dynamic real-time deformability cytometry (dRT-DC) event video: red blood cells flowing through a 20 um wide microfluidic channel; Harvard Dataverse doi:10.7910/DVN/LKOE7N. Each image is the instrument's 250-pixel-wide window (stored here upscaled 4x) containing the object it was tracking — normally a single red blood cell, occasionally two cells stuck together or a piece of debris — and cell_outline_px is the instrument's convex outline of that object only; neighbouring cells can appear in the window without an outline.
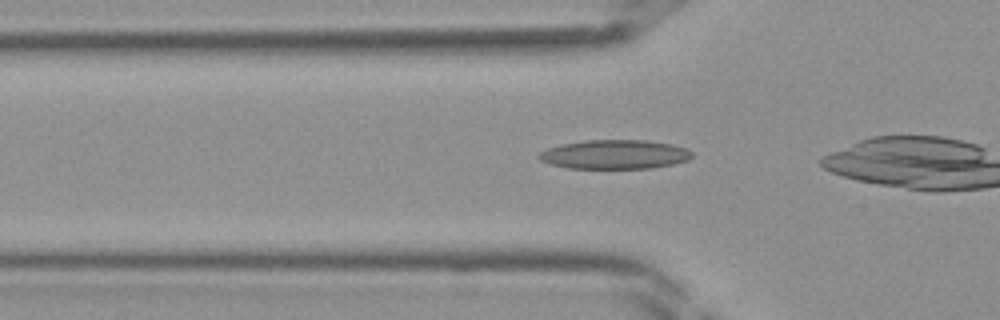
{"species": "Egyptian fruit bat (a non-hibernating species)", "species_latin": "Rousettus aegyptiacus", "temperature_condition": "room temperature", "stored_images_in_passage": 31, "camera_frame_rate_fps": 3000, "um_per_image_px": 0.085, "frame": {"image": 1, "passage_image": 11, "time_ms": 3.333, "image_size_px": [1000, 320], "cell_outline_px": [[692, 156], [688, 160], [672, 164], [652, 168], [568, 168], [552, 164], [540, 160], [536, 156], [540, 152], [548, 148], [560, 144], [588, 140], [644, 140], [672, 144], [688, 148], [692, 152]], "centroid_in_image_um": [52.26, 13.12], "position_along_channel_um": 73.5, "area_um2": 25.95}}
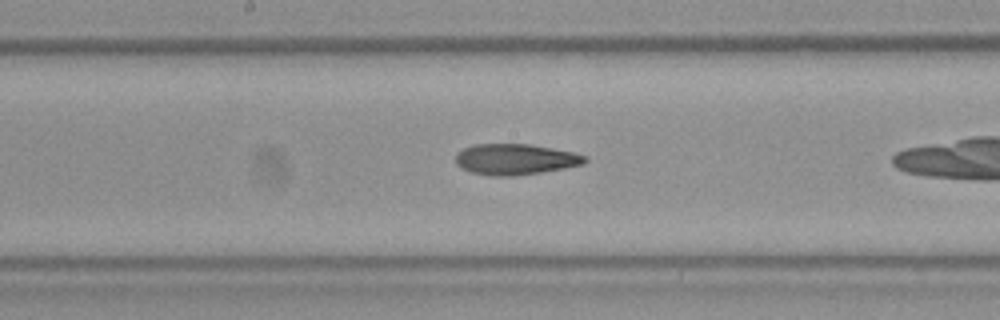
{"frame": {"image": 2, "passage_image": 19, "time_ms": 6.0, "image_size_px": [1000, 320], "cell_outline_px": [[588, 160], [584, 164], [564, 168], [540, 172], [512, 176], [492, 176], [472, 172], [456, 164], [456, 152], [472, 144], [528, 144], [552, 148], [572, 152], [588, 156]], "centroid_in_image_um": [43.81, 13.53], "position_along_channel_um": 204.4, "area_um2": 23.18}}
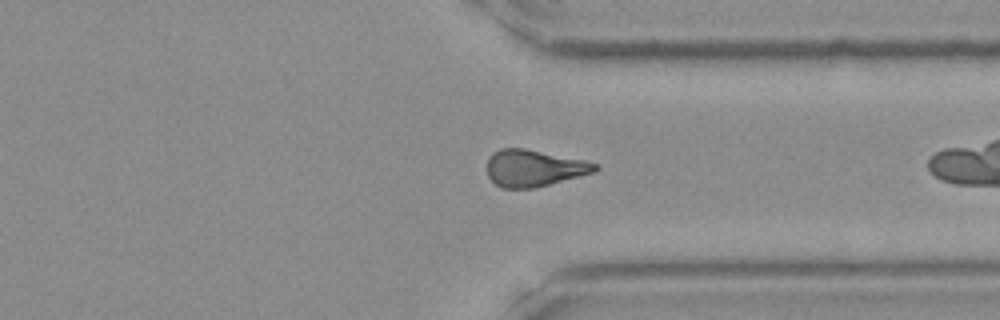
{"frame": {"image": 3, "passage_image": 29, "time_ms": 9.333, "image_size_px": [1000, 320], "cell_outline_px": [[600, 168], [596, 172], [532, 188], [504, 188], [496, 184], [488, 176], [488, 156], [492, 152], [500, 148], [524, 148], [584, 160], [600, 164]], "centroid_in_image_um": [45.4, 14.27], "position_along_channel_um": 366.0, "area_um2": 23.06}}